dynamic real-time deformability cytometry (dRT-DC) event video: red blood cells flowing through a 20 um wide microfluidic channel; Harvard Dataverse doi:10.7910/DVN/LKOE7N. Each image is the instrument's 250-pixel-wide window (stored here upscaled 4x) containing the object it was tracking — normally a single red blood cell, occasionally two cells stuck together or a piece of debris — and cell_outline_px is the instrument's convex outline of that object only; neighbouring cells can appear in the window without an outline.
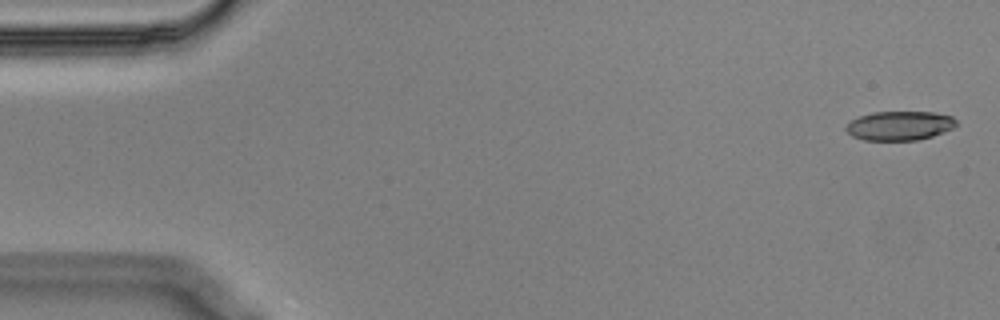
{"species": "Egyptian fruit bat (a non-hibernating species)", "species_latin": "Rousettus aegyptiacus", "temperature_condition": "cold", "stored_images_in_passage": 56, "camera_frame_rate_fps": 3000, "um_per_image_px": 0.085, "animal": {"sex": "male"}, "frame": {"image": 1, "passage_image": 2, "time_ms": 0.333, "image_size_px": [1000, 320], "cell_outline_px": [[960, 124], [944, 132], [932, 136], [916, 140], [864, 140], [852, 136], [844, 128], [852, 120], [860, 116], [872, 112], [932, 112], [952, 116]], "centroid_in_image_um": [76.49, 10.68], "position_along_channel_um": 8.5, "area_um2": 18.73}}
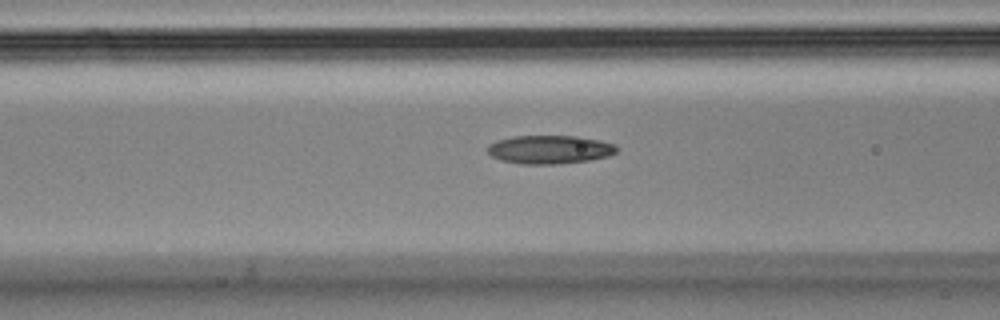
{"frame": {"image": 2, "passage_image": 22, "time_ms": 7.0, "image_size_px": [1000, 320], "cell_outline_px": [[616, 152], [608, 156], [588, 160], [556, 164], [520, 164], [500, 160], [492, 156], [488, 152], [488, 144], [496, 140], [512, 136], [576, 136], [600, 140], [616, 144]], "centroid_in_image_um": [46.69, 12.7], "position_along_channel_um": 119.9, "area_um2": 21.44}}
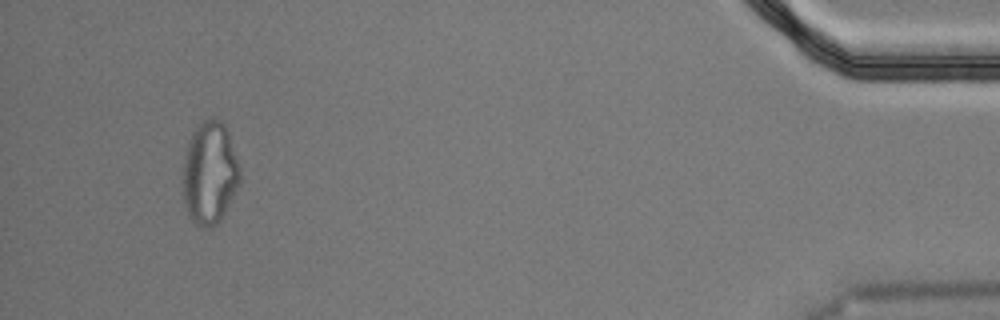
{"frame": {"image": 3, "passage_image": 53, "time_ms": 17.333, "image_size_px": [1000, 320], "cell_outline_px": [[240, 184], [220, 220], [212, 228], [200, 228], [188, 216], [184, 200], [184, 156], [192, 132], [204, 120], [224, 120], [240, 168]], "centroid_in_image_um": [17.84, 14.74], "position_along_channel_um": 417.4, "area_um2": 33.93}, "authors_computed_cell_mechanics": {"area_um2": 20.8947, "velocity_mm_per_s": 3.5786, "shape_relaxation_time_tau1_ms": null, "shape_relaxation_time_tau2_ms": 4.6417, "deformation_change_tau1": null, "deformation_change_tau2": 0.1379}}